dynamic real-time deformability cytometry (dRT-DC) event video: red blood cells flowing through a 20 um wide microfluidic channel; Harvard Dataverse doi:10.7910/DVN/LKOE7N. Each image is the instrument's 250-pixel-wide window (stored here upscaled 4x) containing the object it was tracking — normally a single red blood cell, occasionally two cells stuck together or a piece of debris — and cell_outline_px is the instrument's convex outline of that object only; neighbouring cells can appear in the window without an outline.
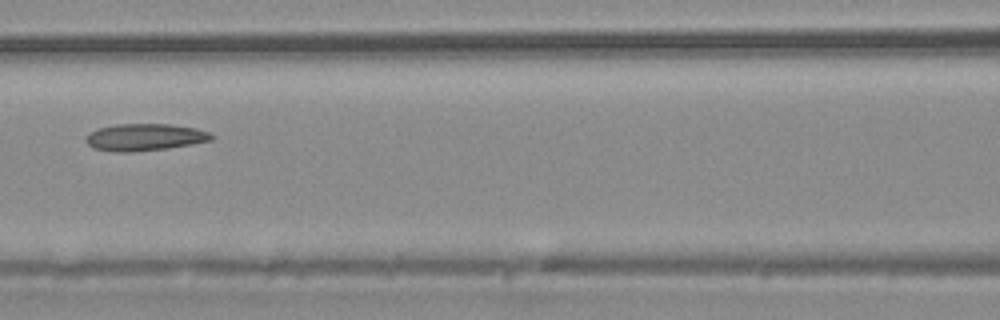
{"species": "common noctule bat (a hibernating species)", "species_latin": "Nyctalus noctula", "temperature_condition": "warm", "stored_images_in_passage": 3, "camera_frame_rate_fps": 3000, "um_per_image_px": 0.085, "animal": {"sex": "male", "body_mass_g": 20.4}, "frame": {"image": 1, "passage_image": 3, "time_ms": 3.0, "image_size_px": [1000, 320], "cell_outline_px": [[216, 136], [212, 140], [192, 144], [168, 148], [132, 152], [116, 152], [92, 148], [84, 140], [88, 132], [100, 128], [116, 124], [168, 124], [196, 128], [208, 132]], "centroid_in_image_um": [12.29, 11.66], "position_along_channel_um": 154.3, "area_um2": 19.88}}